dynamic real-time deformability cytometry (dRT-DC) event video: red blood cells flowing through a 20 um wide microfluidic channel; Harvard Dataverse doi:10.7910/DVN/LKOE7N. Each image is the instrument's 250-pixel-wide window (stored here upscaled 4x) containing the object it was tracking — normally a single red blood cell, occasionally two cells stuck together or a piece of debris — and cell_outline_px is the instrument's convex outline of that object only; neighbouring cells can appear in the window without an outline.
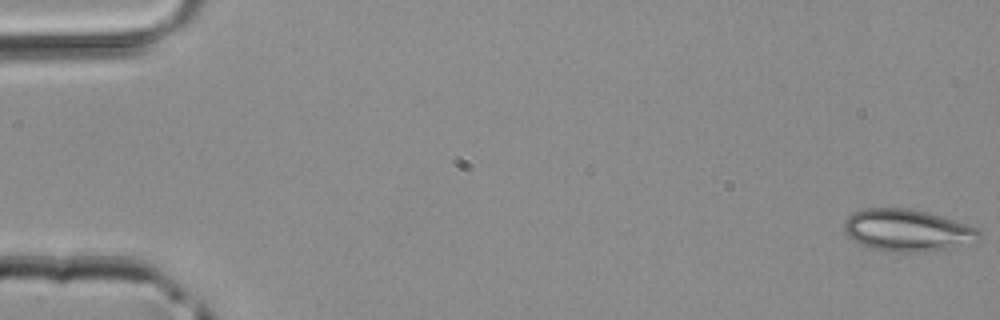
{"species": "common noctule bat (a hibernating species)", "species_latin": "Nyctalus noctula", "temperature_condition": "room temperature", "stored_images_in_passage": 47, "camera_frame_rate_fps": 3000, "um_per_image_px": 0.085, "animal": {"sex": "male", "body_mass_g": 20.4}, "frame": {"image": 1, "passage_image": 1, "time_ms": 0.0, "image_size_px": [1000, 320], "cell_outline_px": [[980, 240], [956, 248], [924, 252], [884, 252], [860, 244], [848, 236], [844, 232], [844, 220], [852, 212], [864, 208], [908, 208], [928, 212], [976, 228], [980, 232]], "centroid_in_image_um": [77.1, 19.59], "position_along_channel_um": 7.9, "area_um2": 33.41}}
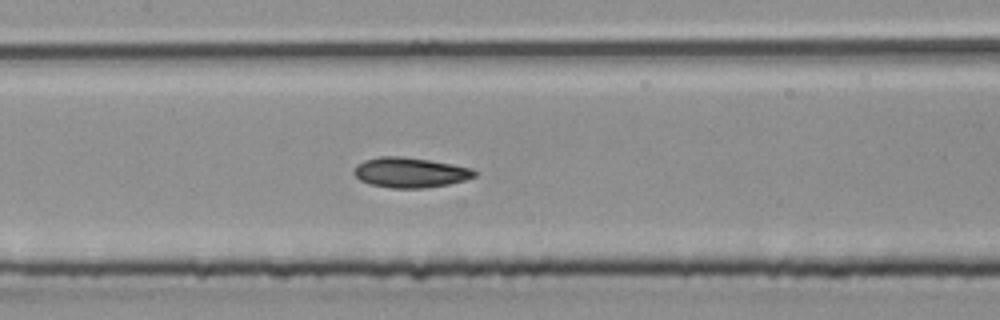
{"frame": {"image": 2, "passage_image": 23, "time_ms": 7.333, "image_size_px": [1000, 320], "cell_outline_px": [[476, 176], [464, 180], [448, 184], [424, 188], [392, 188], [372, 184], [360, 180], [352, 172], [356, 164], [364, 160], [380, 156], [400, 156], [428, 160], [452, 164], [472, 168], [476, 172]], "centroid_in_image_um": [34.84, 14.66], "position_along_channel_um": 172.6, "area_um2": 21.04}}
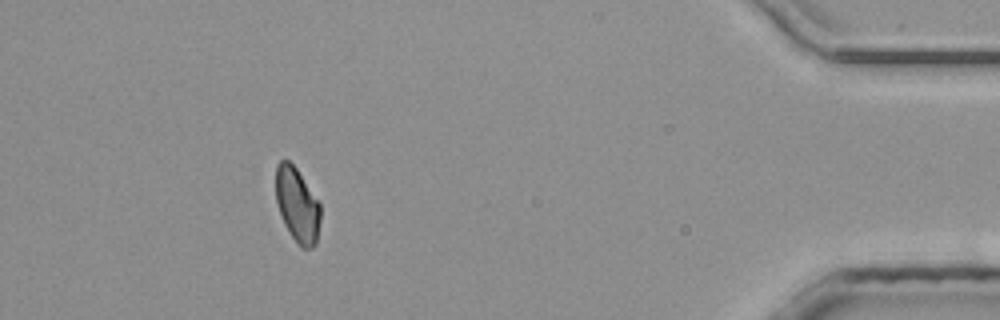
{"frame": {"image": 3, "passage_image": 43, "time_ms": 14.0, "image_size_px": [1000, 320], "cell_outline_px": [[320, 220], [316, 244], [312, 248], [300, 248], [284, 224], [276, 200], [276, 164], [280, 160], [288, 160], [296, 168], [320, 204]], "centroid_in_image_um": [25.26, 17.43], "position_along_channel_um": 409.9, "area_um2": 19.19}}